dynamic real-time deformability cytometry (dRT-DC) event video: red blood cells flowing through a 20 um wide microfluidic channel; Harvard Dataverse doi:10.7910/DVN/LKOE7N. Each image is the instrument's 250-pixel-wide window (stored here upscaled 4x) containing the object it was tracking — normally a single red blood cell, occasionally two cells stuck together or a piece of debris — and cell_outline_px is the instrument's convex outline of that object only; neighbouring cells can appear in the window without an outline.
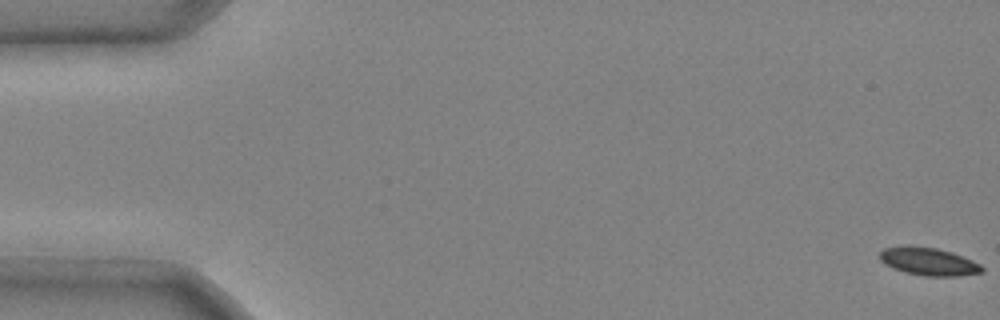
{"species": "common noctule bat (a hibernating species)", "species_latin": "Nyctalus noctula", "temperature_condition": "cold", "stored_images_in_passage": 5, "camera_frame_rate_fps": 3000, "um_per_image_px": 0.085, "animal": {"sex": "male", "body_mass_g": 20.4}, "frame": {"image": 1, "passage_image": 1, "time_ms": 0.0, "image_size_px": [1000, 320], "cell_outline_px": [[984, 272], [956, 276], [924, 276], [892, 268], [884, 264], [880, 260], [880, 252], [884, 248], [908, 244], [936, 248], [952, 252], [972, 260], [980, 264], [984, 268]], "centroid_in_image_um": [78.91, 22.21], "position_along_channel_um": 6.1, "area_um2": 16.7}}
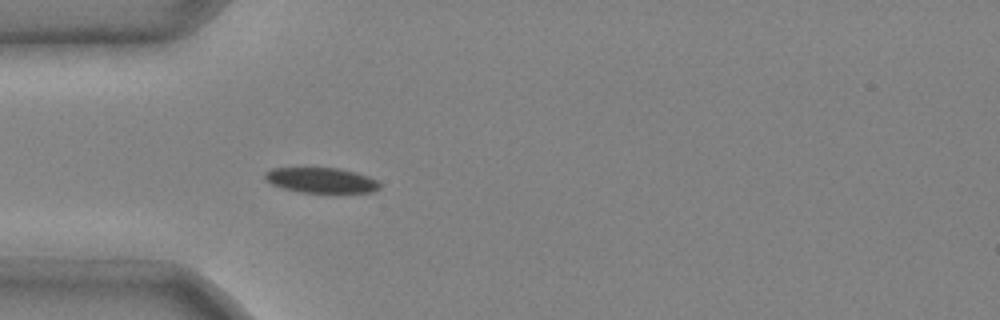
{"frame": {"image": 2, "passage_image": 5, "time_ms": 1.333, "image_size_px": [1000, 320], "cell_outline_px": [[380, 188], [372, 192], [300, 192], [284, 188], [272, 184], [264, 176], [264, 172], [272, 168], [340, 168], [356, 172], [368, 176], [376, 180], [380, 184]], "centroid_in_image_um": [27.31, 15.31], "position_along_channel_um": 57.7, "area_um2": 16.7}}